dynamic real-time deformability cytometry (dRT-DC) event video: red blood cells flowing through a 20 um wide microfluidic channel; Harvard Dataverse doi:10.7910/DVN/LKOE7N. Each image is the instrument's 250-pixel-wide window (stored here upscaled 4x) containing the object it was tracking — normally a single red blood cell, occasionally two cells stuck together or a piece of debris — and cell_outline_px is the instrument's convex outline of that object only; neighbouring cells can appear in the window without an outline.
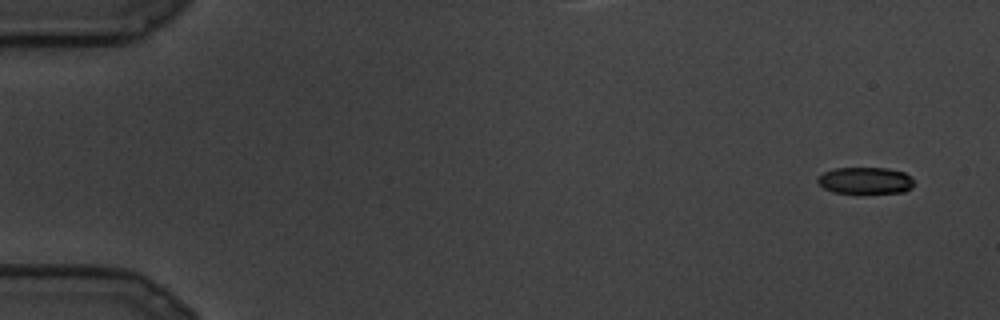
{"species": "common noctule bat (a hibernating species)", "species_latin": "Nyctalus noctula", "temperature_condition": "cold", "stored_images_in_passage": 25, "camera_frame_rate_fps": 3000, "um_per_image_px": 0.085, "animal": {"sex": "male", "body_mass_g": 19.5, "forearm_length_mm": 54.6}, "frame": {"image": 1, "passage_image": 1, "time_ms": 0.0, "image_size_px": [1000, 320], "cell_outline_px": [[912, 188], [904, 192], [832, 192], [824, 188], [816, 180], [824, 172], [836, 168], [888, 168], [904, 172], [912, 180]], "centroid_in_image_um": [73.54, 15.33], "position_along_channel_um": 11.5, "area_um2": 14.62}}
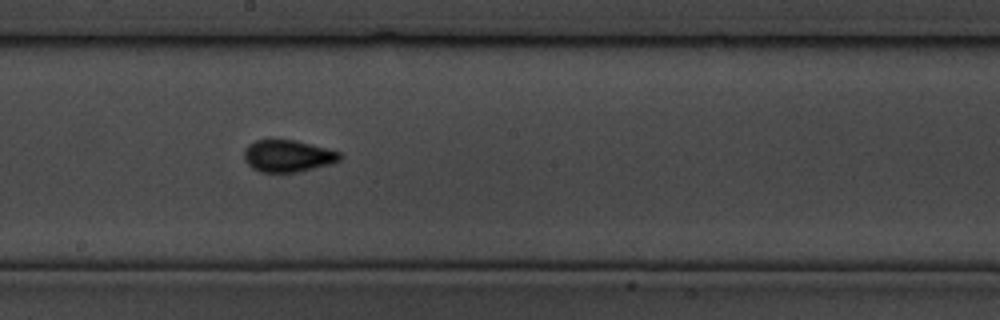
{"frame": {"image": 2, "passage_image": 14, "time_ms": 4.333, "image_size_px": [1000, 320], "cell_outline_px": [[340, 160], [328, 164], [296, 172], [260, 172], [252, 168], [244, 160], [244, 148], [248, 144], [256, 140], [296, 140], [340, 152]], "centroid_in_image_um": [24.41, 13.25], "position_along_channel_um": 223.8, "area_um2": 17.63}}
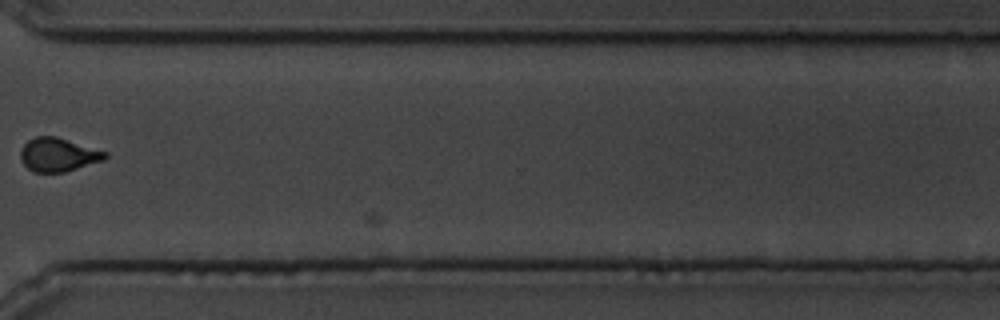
{"frame": {"image": 3, "passage_image": 20, "time_ms": 6.333, "image_size_px": [1000, 320], "cell_outline_px": [[108, 156], [104, 160], [64, 172], [32, 172], [20, 160], [20, 152], [24, 144], [28, 140], [36, 136], [56, 136], [108, 152]], "centroid_in_image_um": [4.94, 13.14], "position_along_channel_um": 365.7, "area_um2": 16.59}}